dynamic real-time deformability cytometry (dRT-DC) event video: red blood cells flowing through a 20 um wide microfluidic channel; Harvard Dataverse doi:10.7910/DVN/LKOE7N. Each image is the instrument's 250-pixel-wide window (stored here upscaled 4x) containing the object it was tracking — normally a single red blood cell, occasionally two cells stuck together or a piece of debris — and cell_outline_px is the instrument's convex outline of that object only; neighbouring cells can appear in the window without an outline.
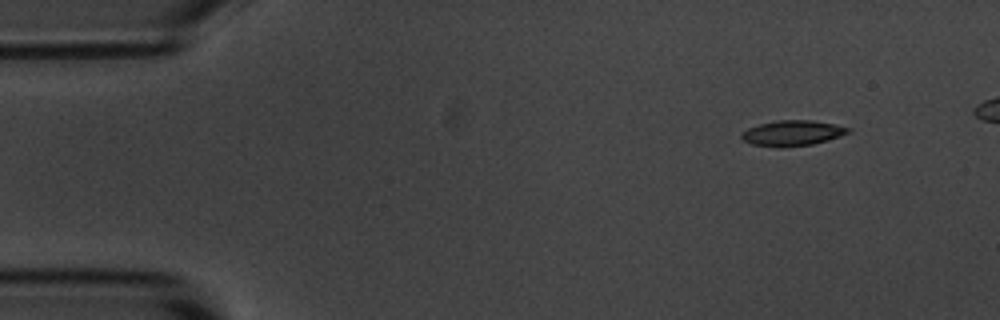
{"species": "common noctule bat (a hibernating species)", "species_latin": "Nyctalus noctula", "temperature_condition": "room temperature", "stored_images_in_passage": 5, "camera_frame_rate_fps": 3000, "um_per_image_px": 0.085, "animal": {"sex": "male", "body_mass_g": 20.1, "forearm_length_mm": 53.5}, "frame": {"image": 1, "passage_image": 1, "time_ms": 0.0, "image_size_px": [1000, 320], "cell_outline_px": [[852, 132], [828, 140], [812, 144], [752, 144], [744, 140], [740, 136], [740, 132], [748, 128], [760, 124], [776, 120], [812, 120], [836, 124], [852, 128]], "centroid_in_image_um": [67.43, 11.25], "position_along_channel_um": 17.6, "area_um2": 15.14}}